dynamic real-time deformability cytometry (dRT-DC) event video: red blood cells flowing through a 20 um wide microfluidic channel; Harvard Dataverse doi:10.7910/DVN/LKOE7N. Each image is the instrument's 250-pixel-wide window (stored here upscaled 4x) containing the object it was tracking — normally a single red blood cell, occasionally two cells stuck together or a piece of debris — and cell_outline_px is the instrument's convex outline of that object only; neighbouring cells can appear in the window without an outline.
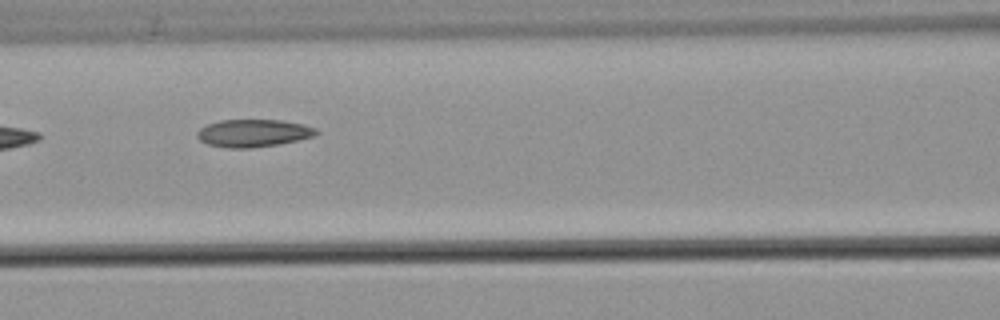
{"species": "common noctule bat (a hibernating species)", "species_latin": "Nyctalus noctula", "temperature_condition": "warm", "stored_images_in_passage": 8, "camera_frame_rate_fps": 3000, "um_per_image_px": 0.085, "animal": {"sex": "male", "body_mass_g": 21.5, "forearm_length_mm": 52.0}, "frame": {"image": 1, "passage_image": 7, "time_ms": 8.0, "image_size_px": [1000, 320], "cell_outline_px": [[320, 132], [312, 136], [296, 140], [276, 144], [248, 148], [228, 148], [208, 144], [200, 140], [196, 136], [196, 132], [200, 128], [208, 124], [220, 120], [280, 120], [304, 124], [316, 128]], "centroid_in_image_um": [21.51, 11.3], "position_along_channel_um": 145.1, "area_um2": 18.96}}